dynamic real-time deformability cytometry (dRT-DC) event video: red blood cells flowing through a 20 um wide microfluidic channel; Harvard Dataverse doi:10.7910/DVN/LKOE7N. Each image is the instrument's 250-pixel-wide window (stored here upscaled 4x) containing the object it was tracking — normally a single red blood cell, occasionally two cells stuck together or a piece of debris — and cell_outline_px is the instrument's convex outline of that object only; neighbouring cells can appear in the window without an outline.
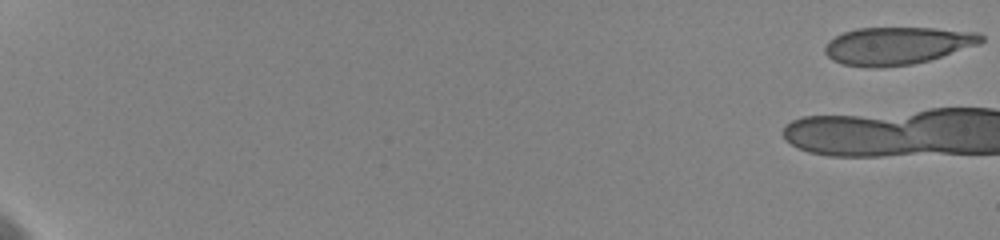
{"species": "human", "species_latin": "Homo sapiens", "temperature_condition": "cold", "stored_images_in_passage": 34, "camera_frame_rate_fps": 3000, "um_per_image_px": 0.085, "donor": {"sex": "female"}, "frame": {"image": 1, "passage_image": 1, "time_ms": 0.0, "image_size_px": [1000, 240], "cell_outline_px": [[984, 40], [980, 44], [928, 60], [912, 64], [880, 68], [872, 68], [844, 64], [832, 60], [824, 52], [824, 48], [828, 40], [844, 32], [856, 28], [936, 28], [980, 32], [984, 36]], "centroid_in_image_um": [76.27, 3.88], "position_along_channel_um": 8.7, "area_um2": 34.33}}